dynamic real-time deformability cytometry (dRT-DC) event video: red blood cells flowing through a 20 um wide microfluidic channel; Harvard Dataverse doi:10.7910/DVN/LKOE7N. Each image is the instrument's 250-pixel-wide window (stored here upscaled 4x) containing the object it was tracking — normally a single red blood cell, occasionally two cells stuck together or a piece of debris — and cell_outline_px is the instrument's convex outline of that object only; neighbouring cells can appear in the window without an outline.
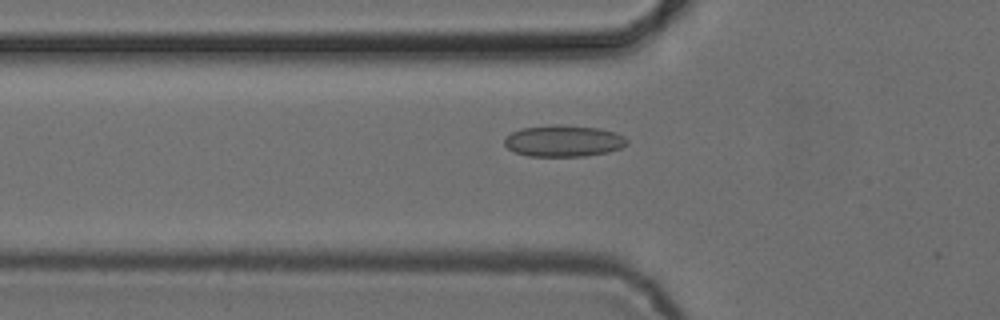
{"species": "common noctule bat (a hibernating species)", "species_latin": "Nyctalus noctula", "temperature_condition": "cold", "stored_images_in_passage": 19, "camera_frame_rate_fps": 3000, "um_per_image_px": 0.085, "animal": {"sex": "female", "body_mass_g": 24.6, "forearm_length_mm": 56.2}, "frame": {"image": 1, "passage_image": 18, "time_ms": 5.667, "image_size_px": [1000, 320], "cell_outline_px": [[628, 144], [620, 148], [608, 152], [584, 156], [528, 156], [516, 152], [508, 148], [504, 144], [504, 140], [512, 132], [524, 128], [556, 124], [560, 124], [600, 128], [616, 132], [624, 136], [628, 140]], "centroid_in_image_um": [47.95, 11.97], "position_along_channel_um": 77.9, "area_um2": 22.48}}